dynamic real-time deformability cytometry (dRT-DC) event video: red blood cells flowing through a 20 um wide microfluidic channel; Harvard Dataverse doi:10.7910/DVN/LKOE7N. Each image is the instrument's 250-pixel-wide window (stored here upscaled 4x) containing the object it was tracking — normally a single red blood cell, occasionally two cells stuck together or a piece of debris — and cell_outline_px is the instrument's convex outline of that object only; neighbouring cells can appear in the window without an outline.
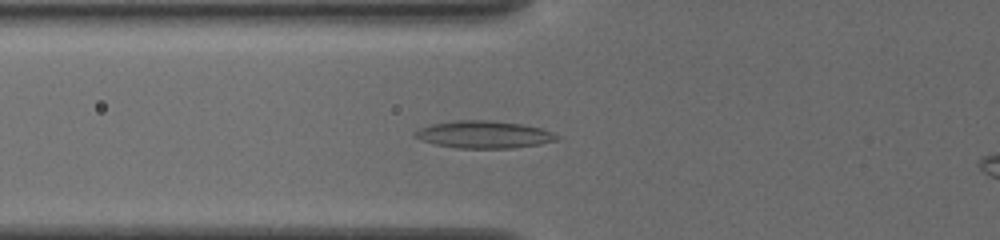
{"species": "common noctule bat (a hibernating species)", "species_latin": "Nyctalus noctula", "temperature_condition": "cold", "stored_images_in_passage": 49, "camera_frame_rate_fps": 3000, "um_per_image_px": 0.085, "animal": {"sex": "female", "body_mass_g": 19.5, "forearm_length_mm": 54.1}, "frame": {"image": 1, "passage_image": 19, "time_ms": 6.0, "image_size_px": [1000, 240], "cell_outline_px": [[560, 136], [556, 140], [540, 144], [512, 148], [456, 148], [436, 144], [420, 140], [412, 136], [412, 132], [420, 128], [432, 124], [456, 120], [484, 120], [520, 124], [540, 128], [552, 132]], "centroid_in_image_um": [41.08, 11.44], "position_along_channel_um": 84.7, "area_um2": 22.48}}
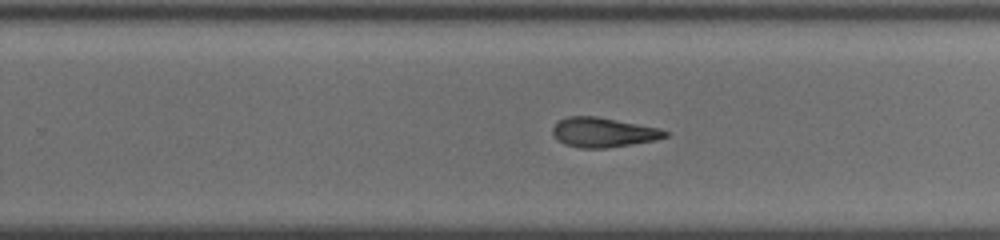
{"frame": {"image": 2, "passage_image": 34, "time_ms": 11.0, "image_size_px": [1000, 240], "cell_outline_px": [[668, 136], [656, 140], [608, 148], [580, 148], [564, 144], [552, 132], [552, 128], [560, 120], [568, 116], [596, 116], [660, 128], [668, 132]], "centroid_in_image_um": [51.3, 11.25], "position_along_channel_um": 278.5, "area_um2": 19.31}}
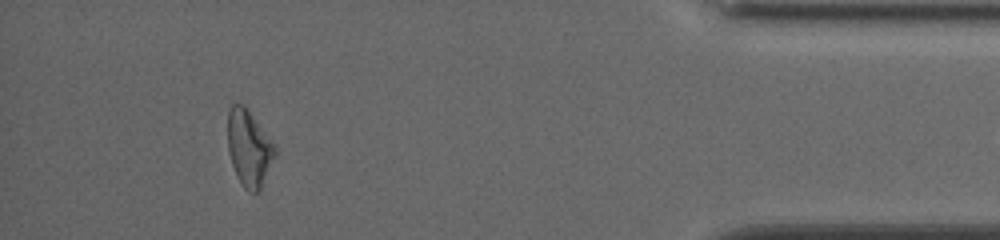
{"frame": {"image": 3, "passage_image": 48, "time_ms": 15.667, "image_size_px": [1000, 240], "cell_outline_px": [[276, 152], [260, 188], [256, 192], [248, 192], [240, 184], [232, 164], [228, 152], [228, 112], [232, 104], [244, 104], [276, 144]], "centroid_in_image_um": [21.16, 12.56], "position_along_channel_um": 414.0, "area_um2": 20.92}}